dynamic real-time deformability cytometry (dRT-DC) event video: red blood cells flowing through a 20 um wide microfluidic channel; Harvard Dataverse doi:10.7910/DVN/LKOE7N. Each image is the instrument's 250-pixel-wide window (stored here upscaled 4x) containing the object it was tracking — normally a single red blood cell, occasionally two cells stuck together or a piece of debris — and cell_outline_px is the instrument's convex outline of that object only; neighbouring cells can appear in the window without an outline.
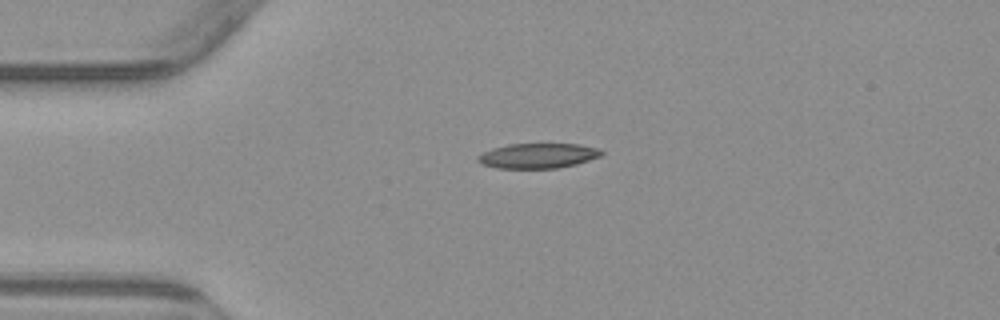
{"species": "common noctule bat (a hibernating species)", "species_latin": "Nyctalus noctula", "temperature_condition": "warm", "stored_images_in_passage": 3, "camera_frame_rate_fps": 3000, "um_per_image_px": 0.085, "animal": {"sex": "male", "body_mass_g": 23.1, "forearm_length_mm": 52.7}, "frame": {"image": 1, "passage_image": 1, "time_ms": 0.0, "image_size_px": [1000, 320], "cell_outline_px": [[604, 152], [600, 156], [576, 164], [556, 168], [496, 168], [480, 164], [476, 160], [476, 156], [492, 148], [508, 144], [580, 144], [600, 148]], "centroid_in_image_um": [45.7, 13.23], "position_along_channel_um": 39.3, "area_um2": 18.09}}
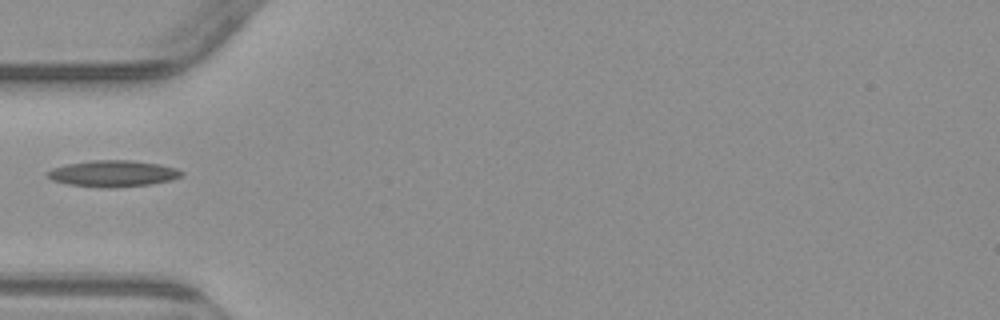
{"frame": {"image": 2, "passage_image": 3, "time_ms": 1.667, "image_size_px": [1000, 320], "cell_outline_px": [[184, 176], [172, 180], [152, 184], [116, 188], [108, 188], [68, 184], [52, 180], [44, 172], [52, 168], [68, 164], [92, 160], [132, 160], [160, 164], [176, 168], [184, 172]], "centroid_in_image_um": [9.65, 14.75], "position_along_channel_um": 75.4, "area_um2": 20.81}}